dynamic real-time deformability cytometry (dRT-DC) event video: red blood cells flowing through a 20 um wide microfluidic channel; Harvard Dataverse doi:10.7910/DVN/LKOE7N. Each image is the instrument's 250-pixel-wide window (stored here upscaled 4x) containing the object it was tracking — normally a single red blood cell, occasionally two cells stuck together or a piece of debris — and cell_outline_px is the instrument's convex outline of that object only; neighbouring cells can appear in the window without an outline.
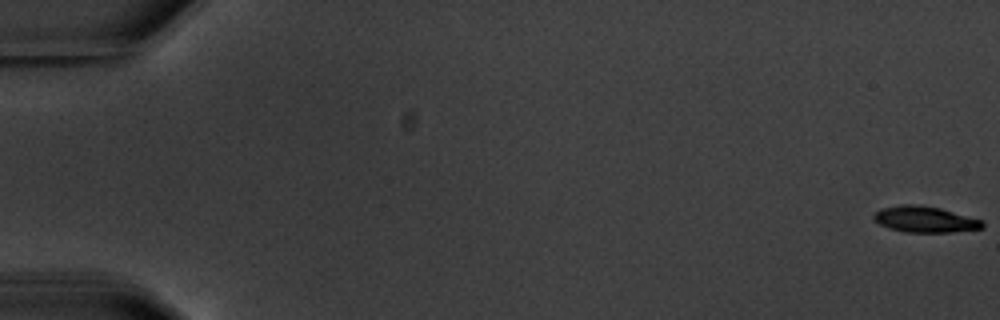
{"species": "common noctule bat (a hibernating species)", "species_latin": "Nyctalus noctula", "temperature_condition": "warm", "stored_images_in_passage": 5, "camera_frame_rate_fps": 3000, "um_per_image_px": 0.085, "animal": {"sex": "male", "body_mass_g": 20.1, "forearm_length_mm": 53.5}, "frame": {"image": 1, "passage_image": 1, "time_ms": 0.0, "image_size_px": [1000, 320], "cell_outline_px": [[984, 228], [952, 232], [904, 232], [888, 228], [872, 220], [872, 216], [876, 212], [884, 208], [900, 204], [912, 204], [940, 208], [984, 220]], "centroid_in_image_um": [78.63, 18.65], "position_along_channel_um": 6.4, "area_um2": 16.59}}
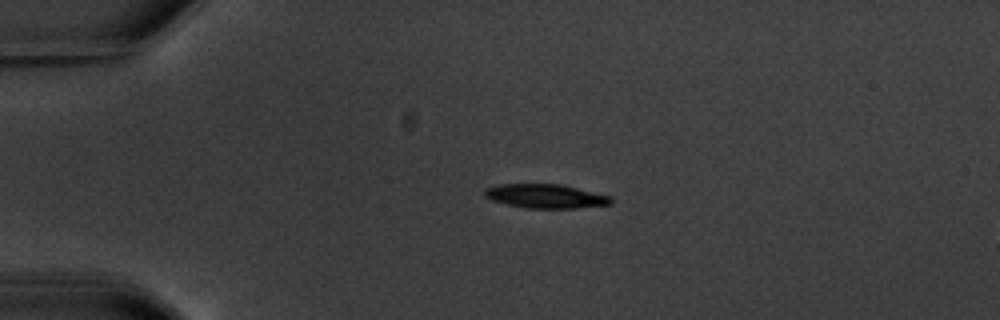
{"frame": {"image": 2, "passage_image": 4, "time_ms": 4.667, "image_size_px": [1000, 320], "cell_outline_px": [[612, 204], [576, 208], [524, 208], [492, 200], [484, 196], [484, 192], [488, 188], [500, 184], [560, 184], [608, 196], [612, 200]], "centroid_in_image_um": [46.35, 16.68], "position_along_channel_um": 38.6, "area_um2": 17.34}}